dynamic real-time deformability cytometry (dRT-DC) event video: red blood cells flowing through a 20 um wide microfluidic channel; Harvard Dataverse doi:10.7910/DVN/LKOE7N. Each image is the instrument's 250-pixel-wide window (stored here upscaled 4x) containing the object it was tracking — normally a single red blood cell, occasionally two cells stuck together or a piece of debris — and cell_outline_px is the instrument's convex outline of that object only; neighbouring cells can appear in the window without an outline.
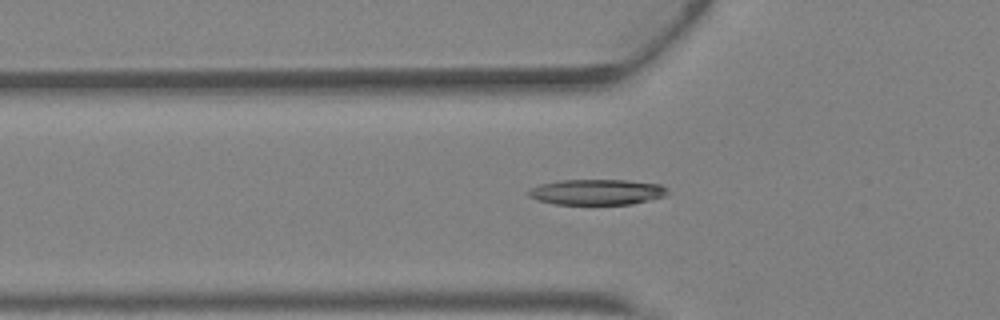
{"species": "Egyptian fruit bat (a non-hibernating species)", "species_latin": "Rousettus aegyptiacus", "temperature_condition": "warm", "stored_images_in_passage": 32, "camera_frame_rate_fps": 3000, "um_per_image_px": 0.085, "animal": {"sex": "female"}, "frame": {"image": 1, "passage_image": 4, "time_ms": 1.0, "image_size_px": [1000, 320], "cell_outline_px": [[672, 192], [668, 196], [632, 204], [556, 204], [536, 200], [528, 196], [528, 192], [532, 188], [540, 184], [560, 180], [624, 180], [660, 184], [668, 188]], "centroid_in_image_um": [50.81, 16.32], "position_along_channel_um": 75.0, "area_um2": 20.92}}
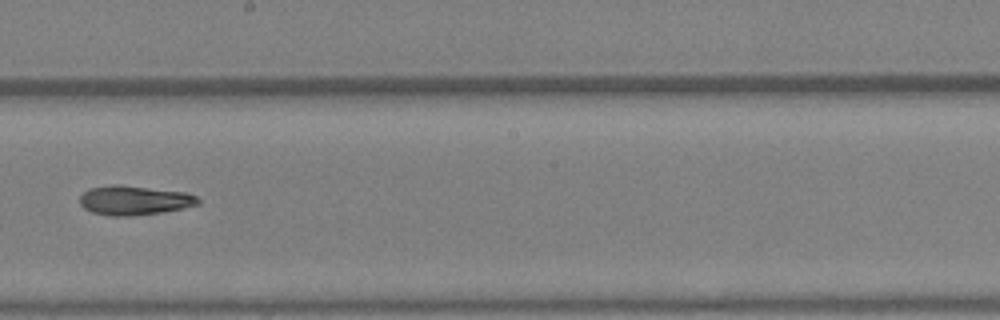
{"frame": {"image": 2, "passage_image": 14, "time_ms": 4.333, "image_size_px": [1000, 320], "cell_outline_px": [[200, 204], [164, 212], [132, 216], [112, 216], [92, 212], [84, 208], [80, 204], [80, 196], [88, 188], [112, 184], [116, 184], [188, 192], [196, 196], [200, 200]], "centroid_in_image_um": [11.42, 17.02], "position_along_channel_um": 236.8, "area_um2": 20.4}}
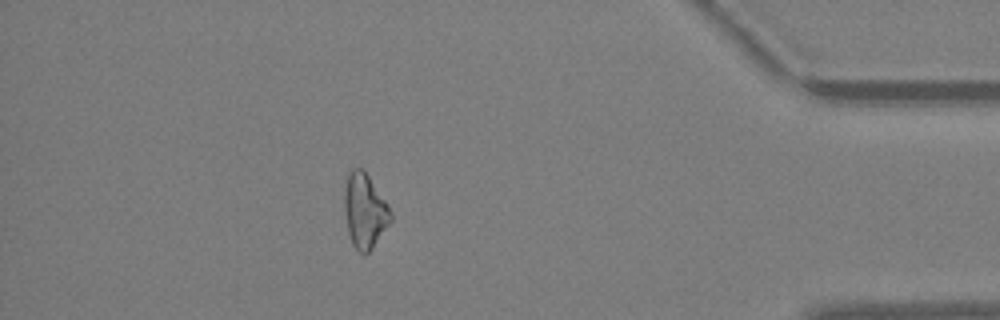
{"frame": {"image": 3, "passage_image": 27, "time_ms": 8.667, "image_size_px": [1000, 320], "cell_outline_px": [[392, 220], [372, 248], [364, 256], [356, 252], [352, 244], [348, 232], [344, 212], [344, 188], [348, 172], [352, 168], [360, 168], [368, 176], [388, 204], [392, 212]], "centroid_in_image_um": [30.98, 17.96], "position_along_channel_um": 404.2, "area_um2": 20.29}, "authors_computed_cell_mechanics": {"area_um2": 20.0566, "velocity_mm_per_s": 4.8524, "shape_relaxation_time_tau1_ms": null, "shape_relaxation_time_tau2_ms": 8.2034, "deformation_change_tau1": null, "deformation_change_tau2": 0.2041}}